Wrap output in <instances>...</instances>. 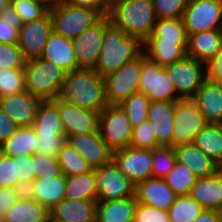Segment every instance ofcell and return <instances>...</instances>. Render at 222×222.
I'll return each instance as SVG.
<instances>
[{
	"label": "cell",
	"mask_w": 222,
	"mask_h": 222,
	"mask_svg": "<svg viewBox=\"0 0 222 222\" xmlns=\"http://www.w3.org/2000/svg\"><path fill=\"white\" fill-rule=\"evenodd\" d=\"M17 183L16 157L0 152V188H14Z\"/></svg>",
	"instance_id": "obj_48"
},
{
	"label": "cell",
	"mask_w": 222,
	"mask_h": 222,
	"mask_svg": "<svg viewBox=\"0 0 222 222\" xmlns=\"http://www.w3.org/2000/svg\"><path fill=\"white\" fill-rule=\"evenodd\" d=\"M59 112L65 137L98 131L99 112L81 108L59 98Z\"/></svg>",
	"instance_id": "obj_17"
},
{
	"label": "cell",
	"mask_w": 222,
	"mask_h": 222,
	"mask_svg": "<svg viewBox=\"0 0 222 222\" xmlns=\"http://www.w3.org/2000/svg\"><path fill=\"white\" fill-rule=\"evenodd\" d=\"M22 24L39 20L49 13V8L36 0H11Z\"/></svg>",
	"instance_id": "obj_43"
},
{
	"label": "cell",
	"mask_w": 222,
	"mask_h": 222,
	"mask_svg": "<svg viewBox=\"0 0 222 222\" xmlns=\"http://www.w3.org/2000/svg\"><path fill=\"white\" fill-rule=\"evenodd\" d=\"M33 184V200H36L39 204L47 207L49 210L64 199L66 188L64 174L52 178L35 179Z\"/></svg>",
	"instance_id": "obj_31"
},
{
	"label": "cell",
	"mask_w": 222,
	"mask_h": 222,
	"mask_svg": "<svg viewBox=\"0 0 222 222\" xmlns=\"http://www.w3.org/2000/svg\"><path fill=\"white\" fill-rule=\"evenodd\" d=\"M205 78L222 84V48L204 63Z\"/></svg>",
	"instance_id": "obj_50"
},
{
	"label": "cell",
	"mask_w": 222,
	"mask_h": 222,
	"mask_svg": "<svg viewBox=\"0 0 222 222\" xmlns=\"http://www.w3.org/2000/svg\"><path fill=\"white\" fill-rule=\"evenodd\" d=\"M192 100L209 123L222 124V84L205 79Z\"/></svg>",
	"instance_id": "obj_24"
},
{
	"label": "cell",
	"mask_w": 222,
	"mask_h": 222,
	"mask_svg": "<svg viewBox=\"0 0 222 222\" xmlns=\"http://www.w3.org/2000/svg\"><path fill=\"white\" fill-rule=\"evenodd\" d=\"M203 211V207L189 194L177 195L168 209L170 222H192Z\"/></svg>",
	"instance_id": "obj_36"
},
{
	"label": "cell",
	"mask_w": 222,
	"mask_h": 222,
	"mask_svg": "<svg viewBox=\"0 0 222 222\" xmlns=\"http://www.w3.org/2000/svg\"><path fill=\"white\" fill-rule=\"evenodd\" d=\"M188 41H162V38H147L143 52L151 61L166 66L186 56Z\"/></svg>",
	"instance_id": "obj_22"
},
{
	"label": "cell",
	"mask_w": 222,
	"mask_h": 222,
	"mask_svg": "<svg viewBox=\"0 0 222 222\" xmlns=\"http://www.w3.org/2000/svg\"><path fill=\"white\" fill-rule=\"evenodd\" d=\"M14 191L18 200H33V181H21L14 186Z\"/></svg>",
	"instance_id": "obj_56"
},
{
	"label": "cell",
	"mask_w": 222,
	"mask_h": 222,
	"mask_svg": "<svg viewBox=\"0 0 222 222\" xmlns=\"http://www.w3.org/2000/svg\"><path fill=\"white\" fill-rule=\"evenodd\" d=\"M157 18H182L188 0H151Z\"/></svg>",
	"instance_id": "obj_45"
},
{
	"label": "cell",
	"mask_w": 222,
	"mask_h": 222,
	"mask_svg": "<svg viewBox=\"0 0 222 222\" xmlns=\"http://www.w3.org/2000/svg\"><path fill=\"white\" fill-rule=\"evenodd\" d=\"M208 124L201 109L192 99L178 100L174 108L171 146L194 143L195 136Z\"/></svg>",
	"instance_id": "obj_8"
},
{
	"label": "cell",
	"mask_w": 222,
	"mask_h": 222,
	"mask_svg": "<svg viewBox=\"0 0 222 222\" xmlns=\"http://www.w3.org/2000/svg\"><path fill=\"white\" fill-rule=\"evenodd\" d=\"M132 130L131 122L120 105H107L99 113L98 131L113 152L130 146Z\"/></svg>",
	"instance_id": "obj_7"
},
{
	"label": "cell",
	"mask_w": 222,
	"mask_h": 222,
	"mask_svg": "<svg viewBox=\"0 0 222 222\" xmlns=\"http://www.w3.org/2000/svg\"><path fill=\"white\" fill-rule=\"evenodd\" d=\"M148 38H162V41H188L182 18H157L153 32Z\"/></svg>",
	"instance_id": "obj_37"
},
{
	"label": "cell",
	"mask_w": 222,
	"mask_h": 222,
	"mask_svg": "<svg viewBox=\"0 0 222 222\" xmlns=\"http://www.w3.org/2000/svg\"><path fill=\"white\" fill-rule=\"evenodd\" d=\"M55 33L73 39L84 30L93 27L103 16L94 9L71 6L61 2L49 9Z\"/></svg>",
	"instance_id": "obj_5"
},
{
	"label": "cell",
	"mask_w": 222,
	"mask_h": 222,
	"mask_svg": "<svg viewBox=\"0 0 222 222\" xmlns=\"http://www.w3.org/2000/svg\"><path fill=\"white\" fill-rule=\"evenodd\" d=\"M204 62L185 56L163 68L172 80L177 95L181 99H192L205 78Z\"/></svg>",
	"instance_id": "obj_11"
},
{
	"label": "cell",
	"mask_w": 222,
	"mask_h": 222,
	"mask_svg": "<svg viewBox=\"0 0 222 222\" xmlns=\"http://www.w3.org/2000/svg\"><path fill=\"white\" fill-rule=\"evenodd\" d=\"M59 98L99 113L108 105L104 78L94 69H77L66 73Z\"/></svg>",
	"instance_id": "obj_1"
},
{
	"label": "cell",
	"mask_w": 222,
	"mask_h": 222,
	"mask_svg": "<svg viewBox=\"0 0 222 222\" xmlns=\"http://www.w3.org/2000/svg\"><path fill=\"white\" fill-rule=\"evenodd\" d=\"M18 126L0 109V144L6 141Z\"/></svg>",
	"instance_id": "obj_54"
},
{
	"label": "cell",
	"mask_w": 222,
	"mask_h": 222,
	"mask_svg": "<svg viewBox=\"0 0 222 222\" xmlns=\"http://www.w3.org/2000/svg\"><path fill=\"white\" fill-rule=\"evenodd\" d=\"M17 200L14 188H0V219Z\"/></svg>",
	"instance_id": "obj_53"
},
{
	"label": "cell",
	"mask_w": 222,
	"mask_h": 222,
	"mask_svg": "<svg viewBox=\"0 0 222 222\" xmlns=\"http://www.w3.org/2000/svg\"><path fill=\"white\" fill-rule=\"evenodd\" d=\"M0 18L7 24H10L13 28H16L18 31L22 25V22L11 3L8 4L4 11L0 14Z\"/></svg>",
	"instance_id": "obj_57"
},
{
	"label": "cell",
	"mask_w": 222,
	"mask_h": 222,
	"mask_svg": "<svg viewBox=\"0 0 222 222\" xmlns=\"http://www.w3.org/2000/svg\"><path fill=\"white\" fill-rule=\"evenodd\" d=\"M222 48V29L194 33L188 36L186 56L206 62Z\"/></svg>",
	"instance_id": "obj_27"
},
{
	"label": "cell",
	"mask_w": 222,
	"mask_h": 222,
	"mask_svg": "<svg viewBox=\"0 0 222 222\" xmlns=\"http://www.w3.org/2000/svg\"><path fill=\"white\" fill-rule=\"evenodd\" d=\"M109 24V18L103 17L93 27L71 39L78 69H95L103 43L104 31Z\"/></svg>",
	"instance_id": "obj_13"
},
{
	"label": "cell",
	"mask_w": 222,
	"mask_h": 222,
	"mask_svg": "<svg viewBox=\"0 0 222 222\" xmlns=\"http://www.w3.org/2000/svg\"><path fill=\"white\" fill-rule=\"evenodd\" d=\"M25 90L24 68L0 70V98Z\"/></svg>",
	"instance_id": "obj_40"
},
{
	"label": "cell",
	"mask_w": 222,
	"mask_h": 222,
	"mask_svg": "<svg viewBox=\"0 0 222 222\" xmlns=\"http://www.w3.org/2000/svg\"><path fill=\"white\" fill-rule=\"evenodd\" d=\"M41 58L51 61L66 73L78 69L71 39L65 38L54 31H52L45 44Z\"/></svg>",
	"instance_id": "obj_23"
},
{
	"label": "cell",
	"mask_w": 222,
	"mask_h": 222,
	"mask_svg": "<svg viewBox=\"0 0 222 222\" xmlns=\"http://www.w3.org/2000/svg\"><path fill=\"white\" fill-rule=\"evenodd\" d=\"M39 3L44 4L49 9L56 7L59 5L63 0H36Z\"/></svg>",
	"instance_id": "obj_59"
},
{
	"label": "cell",
	"mask_w": 222,
	"mask_h": 222,
	"mask_svg": "<svg viewBox=\"0 0 222 222\" xmlns=\"http://www.w3.org/2000/svg\"><path fill=\"white\" fill-rule=\"evenodd\" d=\"M130 146L149 150L161 146L156 139L154 128L150 120L145 119L142 123L133 128Z\"/></svg>",
	"instance_id": "obj_42"
},
{
	"label": "cell",
	"mask_w": 222,
	"mask_h": 222,
	"mask_svg": "<svg viewBox=\"0 0 222 222\" xmlns=\"http://www.w3.org/2000/svg\"><path fill=\"white\" fill-rule=\"evenodd\" d=\"M1 222H50V210L36 200H17Z\"/></svg>",
	"instance_id": "obj_30"
},
{
	"label": "cell",
	"mask_w": 222,
	"mask_h": 222,
	"mask_svg": "<svg viewBox=\"0 0 222 222\" xmlns=\"http://www.w3.org/2000/svg\"><path fill=\"white\" fill-rule=\"evenodd\" d=\"M173 148L176 162L185 165L197 178L213 175L221 169L194 143L180 144Z\"/></svg>",
	"instance_id": "obj_21"
},
{
	"label": "cell",
	"mask_w": 222,
	"mask_h": 222,
	"mask_svg": "<svg viewBox=\"0 0 222 222\" xmlns=\"http://www.w3.org/2000/svg\"><path fill=\"white\" fill-rule=\"evenodd\" d=\"M150 102L146 94L137 92L119 104L126 112L132 128L138 126L147 119Z\"/></svg>",
	"instance_id": "obj_39"
},
{
	"label": "cell",
	"mask_w": 222,
	"mask_h": 222,
	"mask_svg": "<svg viewBox=\"0 0 222 222\" xmlns=\"http://www.w3.org/2000/svg\"><path fill=\"white\" fill-rule=\"evenodd\" d=\"M26 60L17 44L0 43V70L24 68Z\"/></svg>",
	"instance_id": "obj_46"
},
{
	"label": "cell",
	"mask_w": 222,
	"mask_h": 222,
	"mask_svg": "<svg viewBox=\"0 0 222 222\" xmlns=\"http://www.w3.org/2000/svg\"><path fill=\"white\" fill-rule=\"evenodd\" d=\"M57 160L65 176L85 174L93 170L92 166L67 141L58 152Z\"/></svg>",
	"instance_id": "obj_35"
},
{
	"label": "cell",
	"mask_w": 222,
	"mask_h": 222,
	"mask_svg": "<svg viewBox=\"0 0 222 222\" xmlns=\"http://www.w3.org/2000/svg\"><path fill=\"white\" fill-rule=\"evenodd\" d=\"M133 222H170V220L168 211L137 202Z\"/></svg>",
	"instance_id": "obj_49"
},
{
	"label": "cell",
	"mask_w": 222,
	"mask_h": 222,
	"mask_svg": "<svg viewBox=\"0 0 222 222\" xmlns=\"http://www.w3.org/2000/svg\"><path fill=\"white\" fill-rule=\"evenodd\" d=\"M32 127L36 135H65L59 112V97L42 100Z\"/></svg>",
	"instance_id": "obj_28"
},
{
	"label": "cell",
	"mask_w": 222,
	"mask_h": 222,
	"mask_svg": "<svg viewBox=\"0 0 222 222\" xmlns=\"http://www.w3.org/2000/svg\"><path fill=\"white\" fill-rule=\"evenodd\" d=\"M65 199H85L97 201L94 169L85 174L65 176Z\"/></svg>",
	"instance_id": "obj_34"
},
{
	"label": "cell",
	"mask_w": 222,
	"mask_h": 222,
	"mask_svg": "<svg viewBox=\"0 0 222 222\" xmlns=\"http://www.w3.org/2000/svg\"><path fill=\"white\" fill-rule=\"evenodd\" d=\"M143 63L144 52L122 65L118 70L103 77L108 105H119L134 93L139 92V79Z\"/></svg>",
	"instance_id": "obj_6"
},
{
	"label": "cell",
	"mask_w": 222,
	"mask_h": 222,
	"mask_svg": "<svg viewBox=\"0 0 222 222\" xmlns=\"http://www.w3.org/2000/svg\"><path fill=\"white\" fill-rule=\"evenodd\" d=\"M163 179L177 195H189L197 177L185 165L176 162Z\"/></svg>",
	"instance_id": "obj_38"
},
{
	"label": "cell",
	"mask_w": 222,
	"mask_h": 222,
	"mask_svg": "<svg viewBox=\"0 0 222 222\" xmlns=\"http://www.w3.org/2000/svg\"><path fill=\"white\" fill-rule=\"evenodd\" d=\"M65 142V135H37L36 153L47 157H57Z\"/></svg>",
	"instance_id": "obj_47"
},
{
	"label": "cell",
	"mask_w": 222,
	"mask_h": 222,
	"mask_svg": "<svg viewBox=\"0 0 222 222\" xmlns=\"http://www.w3.org/2000/svg\"><path fill=\"white\" fill-rule=\"evenodd\" d=\"M182 20L188 36L222 29V0H188Z\"/></svg>",
	"instance_id": "obj_10"
},
{
	"label": "cell",
	"mask_w": 222,
	"mask_h": 222,
	"mask_svg": "<svg viewBox=\"0 0 222 222\" xmlns=\"http://www.w3.org/2000/svg\"><path fill=\"white\" fill-rule=\"evenodd\" d=\"M33 156L20 155L16 157V176L21 181H34Z\"/></svg>",
	"instance_id": "obj_51"
},
{
	"label": "cell",
	"mask_w": 222,
	"mask_h": 222,
	"mask_svg": "<svg viewBox=\"0 0 222 222\" xmlns=\"http://www.w3.org/2000/svg\"><path fill=\"white\" fill-rule=\"evenodd\" d=\"M139 92L146 94L151 102L181 99L176 95L172 80L163 66L148 59L145 53L139 79Z\"/></svg>",
	"instance_id": "obj_12"
},
{
	"label": "cell",
	"mask_w": 222,
	"mask_h": 222,
	"mask_svg": "<svg viewBox=\"0 0 222 222\" xmlns=\"http://www.w3.org/2000/svg\"><path fill=\"white\" fill-rule=\"evenodd\" d=\"M52 31V20L49 13L39 20L21 25L17 45L26 61L41 57Z\"/></svg>",
	"instance_id": "obj_15"
},
{
	"label": "cell",
	"mask_w": 222,
	"mask_h": 222,
	"mask_svg": "<svg viewBox=\"0 0 222 222\" xmlns=\"http://www.w3.org/2000/svg\"><path fill=\"white\" fill-rule=\"evenodd\" d=\"M143 52V42L126 35L111 23L105 28L103 43L95 71L105 77L132 61Z\"/></svg>",
	"instance_id": "obj_2"
},
{
	"label": "cell",
	"mask_w": 222,
	"mask_h": 222,
	"mask_svg": "<svg viewBox=\"0 0 222 222\" xmlns=\"http://www.w3.org/2000/svg\"><path fill=\"white\" fill-rule=\"evenodd\" d=\"M194 144L222 168V124L209 123L195 136Z\"/></svg>",
	"instance_id": "obj_33"
},
{
	"label": "cell",
	"mask_w": 222,
	"mask_h": 222,
	"mask_svg": "<svg viewBox=\"0 0 222 222\" xmlns=\"http://www.w3.org/2000/svg\"><path fill=\"white\" fill-rule=\"evenodd\" d=\"M135 195L120 200L97 202L96 222H133Z\"/></svg>",
	"instance_id": "obj_29"
},
{
	"label": "cell",
	"mask_w": 222,
	"mask_h": 222,
	"mask_svg": "<svg viewBox=\"0 0 222 222\" xmlns=\"http://www.w3.org/2000/svg\"><path fill=\"white\" fill-rule=\"evenodd\" d=\"M93 169L98 191L97 202L120 200L135 195V184L113 160Z\"/></svg>",
	"instance_id": "obj_9"
},
{
	"label": "cell",
	"mask_w": 222,
	"mask_h": 222,
	"mask_svg": "<svg viewBox=\"0 0 222 222\" xmlns=\"http://www.w3.org/2000/svg\"><path fill=\"white\" fill-rule=\"evenodd\" d=\"M36 141L37 135L32 126L18 127L6 141L0 144V152L11 157L33 156L36 154Z\"/></svg>",
	"instance_id": "obj_32"
},
{
	"label": "cell",
	"mask_w": 222,
	"mask_h": 222,
	"mask_svg": "<svg viewBox=\"0 0 222 222\" xmlns=\"http://www.w3.org/2000/svg\"><path fill=\"white\" fill-rule=\"evenodd\" d=\"M176 156L172 146L153 149L152 177L164 178L175 166Z\"/></svg>",
	"instance_id": "obj_41"
},
{
	"label": "cell",
	"mask_w": 222,
	"mask_h": 222,
	"mask_svg": "<svg viewBox=\"0 0 222 222\" xmlns=\"http://www.w3.org/2000/svg\"><path fill=\"white\" fill-rule=\"evenodd\" d=\"M135 197L138 203L168 211L177 194L164 179L151 177L135 185Z\"/></svg>",
	"instance_id": "obj_19"
},
{
	"label": "cell",
	"mask_w": 222,
	"mask_h": 222,
	"mask_svg": "<svg viewBox=\"0 0 222 222\" xmlns=\"http://www.w3.org/2000/svg\"><path fill=\"white\" fill-rule=\"evenodd\" d=\"M11 3V0H0V14L4 11V9Z\"/></svg>",
	"instance_id": "obj_60"
},
{
	"label": "cell",
	"mask_w": 222,
	"mask_h": 222,
	"mask_svg": "<svg viewBox=\"0 0 222 222\" xmlns=\"http://www.w3.org/2000/svg\"><path fill=\"white\" fill-rule=\"evenodd\" d=\"M42 99L27 90L0 98V109L18 126L31 127Z\"/></svg>",
	"instance_id": "obj_16"
},
{
	"label": "cell",
	"mask_w": 222,
	"mask_h": 222,
	"mask_svg": "<svg viewBox=\"0 0 222 222\" xmlns=\"http://www.w3.org/2000/svg\"><path fill=\"white\" fill-rule=\"evenodd\" d=\"M190 195L203 209L219 211L222 207V168L213 175L197 178Z\"/></svg>",
	"instance_id": "obj_26"
},
{
	"label": "cell",
	"mask_w": 222,
	"mask_h": 222,
	"mask_svg": "<svg viewBox=\"0 0 222 222\" xmlns=\"http://www.w3.org/2000/svg\"><path fill=\"white\" fill-rule=\"evenodd\" d=\"M107 17L114 27L142 42L152 34L157 20L151 0H127L114 4Z\"/></svg>",
	"instance_id": "obj_3"
},
{
	"label": "cell",
	"mask_w": 222,
	"mask_h": 222,
	"mask_svg": "<svg viewBox=\"0 0 222 222\" xmlns=\"http://www.w3.org/2000/svg\"><path fill=\"white\" fill-rule=\"evenodd\" d=\"M66 141L92 166L99 167L112 161L113 151L101 138L99 131L95 133L71 135Z\"/></svg>",
	"instance_id": "obj_18"
},
{
	"label": "cell",
	"mask_w": 222,
	"mask_h": 222,
	"mask_svg": "<svg viewBox=\"0 0 222 222\" xmlns=\"http://www.w3.org/2000/svg\"><path fill=\"white\" fill-rule=\"evenodd\" d=\"M97 201L63 199L50 209V221L96 222Z\"/></svg>",
	"instance_id": "obj_20"
},
{
	"label": "cell",
	"mask_w": 222,
	"mask_h": 222,
	"mask_svg": "<svg viewBox=\"0 0 222 222\" xmlns=\"http://www.w3.org/2000/svg\"><path fill=\"white\" fill-rule=\"evenodd\" d=\"M62 2L71 6L94 9L103 17H106L109 12V7L106 3V0H63Z\"/></svg>",
	"instance_id": "obj_52"
},
{
	"label": "cell",
	"mask_w": 222,
	"mask_h": 222,
	"mask_svg": "<svg viewBox=\"0 0 222 222\" xmlns=\"http://www.w3.org/2000/svg\"><path fill=\"white\" fill-rule=\"evenodd\" d=\"M177 101L150 102L147 119L151 121L156 139L161 146H171L174 108Z\"/></svg>",
	"instance_id": "obj_25"
},
{
	"label": "cell",
	"mask_w": 222,
	"mask_h": 222,
	"mask_svg": "<svg viewBox=\"0 0 222 222\" xmlns=\"http://www.w3.org/2000/svg\"><path fill=\"white\" fill-rule=\"evenodd\" d=\"M219 213H220V217L222 219V207L220 208Z\"/></svg>",
	"instance_id": "obj_62"
},
{
	"label": "cell",
	"mask_w": 222,
	"mask_h": 222,
	"mask_svg": "<svg viewBox=\"0 0 222 222\" xmlns=\"http://www.w3.org/2000/svg\"><path fill=\"white\" fill-rule=\"evenodd\" d=\"M112 160L135 185L152 177L153 150L128 146L114 151Z\"/></svg>",
	"instance_id": "obj_14"
},
{
	"label": "cell",
	"mask_w": 222,
	"mask_h": 222,
	"mask_svg": "<svg viewBox=\"0 0 222 222\" xmlns=\"http://www.w3.org/2000/svg\"><path fill=\"white\" fill-rule=\"evenodd\" d=\"M24 75L28 92L42 100H54L60 95L66 72L40 57L26 61Z\"/></svg>",
	"instance_id": "obj_4"
},
{
	"label": "cell",
	"mask_w": 222,
	"mask_h": 222,
	"mask_svg": "<svg viewBox=\"0 0 222 222\" xmlns=\"http://www.w3.org/2000/svg\"><path fill=\"white\" fill-rule=\"evenodd\" d=\"M127 0H106V3L108 5V7L110 8L112 5L120 3V2H124Z\"/></svg>",
	"instance_id": "obj_61"
},
{
	"label": "cell",
	"mask_w": 222,
	"mask_h": 222,
	"mask_svg": "<svg viewBox=\"0 0 222 222\" xmlns=\"http://www.w3.org/2000/svg\"><path fill=\"white\" fill-rule=\"evenodd\" d=\"M35 179H45L62 174L57 157H47L36 153L33 155Z\"/></svg>",
	"instance_id": "obj_44"
},
{
	"label": "cell",
	"mask_w": 222,
	"mask_h": 222,
	"mask_svg": "<svg viewBox=\"0 0 222 222\" xmlns=\"http://www.w3.org/2000/svg\"><path fill=\"white\" fill-rule=\"evenodd\" d=\"M192 222H222L219 211L203 209Z\"/></svg>",
	"instance_id": "obj_58"
},
{
	"label": "cell",
	"mask_w": 222,
	"mask_h": 222,
	"mask_svg": "<svg viewBox=\"0 0 222 222\" xmlns=\"http://www.w3.org/2000/svg\"><path fill=\"white\" fill-rule=\"evenodd\" d=\"M18 30L0 18V43L17 44Z\"/></svg>",
	"instance_id": "obj_55"
}]
</instances>
